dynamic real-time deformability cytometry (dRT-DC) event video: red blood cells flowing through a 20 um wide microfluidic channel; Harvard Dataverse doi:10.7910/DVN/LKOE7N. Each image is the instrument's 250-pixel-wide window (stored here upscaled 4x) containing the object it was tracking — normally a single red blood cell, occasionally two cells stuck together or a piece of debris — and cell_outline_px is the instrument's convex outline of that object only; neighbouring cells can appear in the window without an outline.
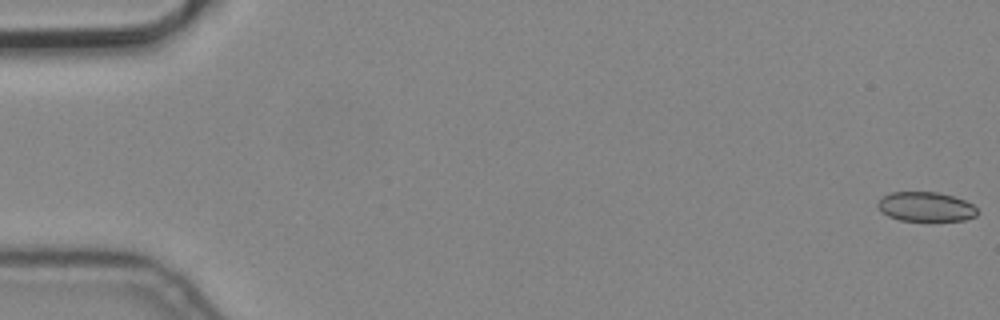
{"species": "common noctule bat (a hibernating species)", "species_latin": "Nyctalus noctula", "temperature_condition": "cold", "stored_images_in_passage": 10, "camera_frame_rate_fps": 3000, "um_per_image_px": 0.085, "animal": {"sex": "male", "body_mass_g": 19.2, "forearm_length_mm": 51.8}, "frame": {"image": 1, "passage_image": 1, "time_ms": 0.0, "image_size_px": [1000, 320], "cell_outline_px": [[976, 216], [964, 220], [900, 220], [888, 216], [876, 204], [880, 196], [892, 192], [940, 192], [964, 200], [972, 204], [976, 208]], "centroid_in_image_um": [78.66, 17.55], "position_along_channel_um": 6.3, "area_um2": 16.94}}
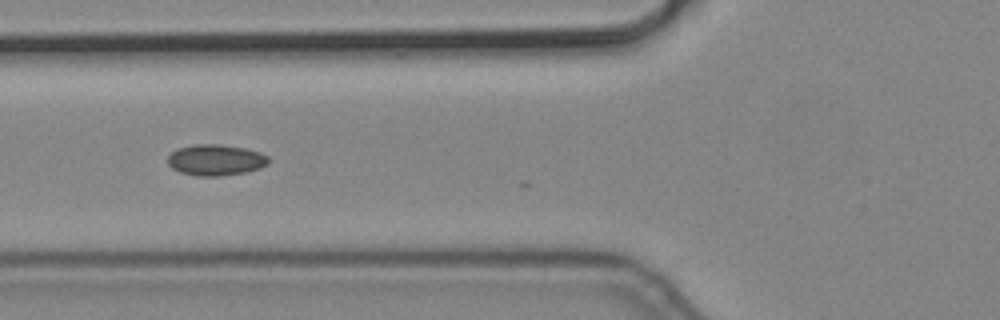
{"frame": {"image": 2, "passage_image": 7, "time_ms": 2.0, "image_size_px": [1000, 320], "cell_outline_px": [[268, 164], [260, 168], [244, 172], [220, 176], [196, 176], [180, 172], [172, 168], [168, 164], [168, 156], [176, 148], [192, 144], [220, 144], [244, 148], [260, 152], [268, 156]], "centroid_in_image_um": [18.31, 13.59], "position_along_channel_um": 107.5, "area_um2": 18.32}}
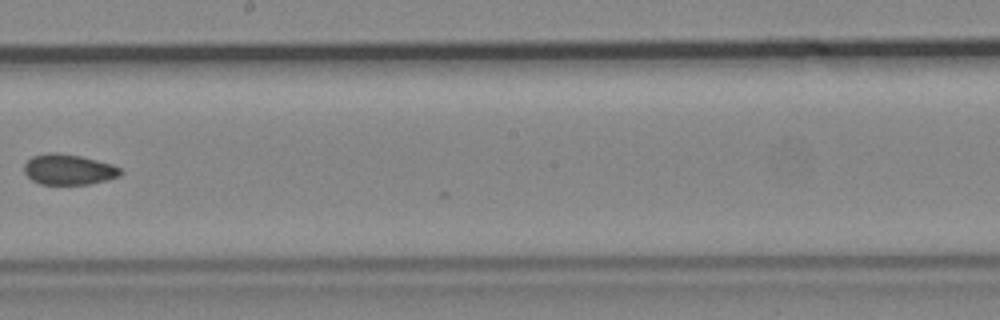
{"frame": {"image": 3, "passage_image": 10, "time_ms": 3.0, "image_size_px": [1000, 320], "cell_outline_px": [[124, 172], [120, 176], [88, 184], [40, 184], [32, 180], [24, 172], [24, 164], [32, 156], [48, 152], [56, 152], [80, 156], [112, 164], [120, 168]], "centroid_in_image_um": [5.82, 14.4], "position_along_channel_um": 242.4, "area_um2": 17.11}}